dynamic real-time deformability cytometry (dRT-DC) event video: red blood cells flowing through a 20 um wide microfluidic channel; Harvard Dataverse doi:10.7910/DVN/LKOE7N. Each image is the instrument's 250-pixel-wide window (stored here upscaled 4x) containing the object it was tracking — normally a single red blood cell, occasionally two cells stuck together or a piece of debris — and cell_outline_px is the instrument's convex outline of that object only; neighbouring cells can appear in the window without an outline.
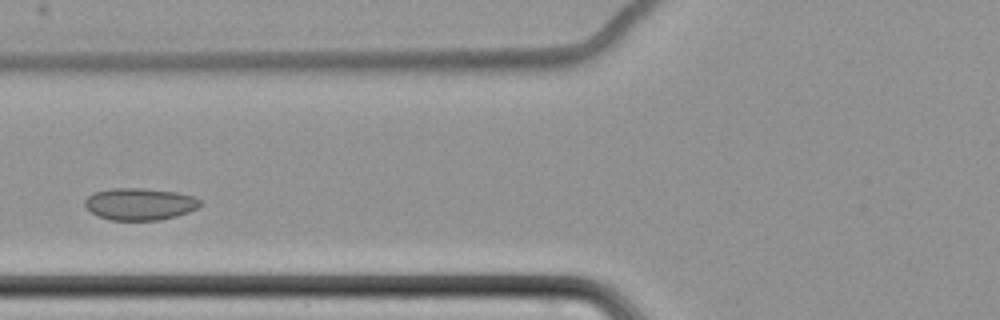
{"species": "common noctule bat (a hibernating species)", "species_latin": "Nyctalus noctula", "temperature_condition": "cold", "stored_images_in_passage": 9, "camera_frame_rate_fps": 3000, "um_per_image_px": 0.085, "animal": {"sex": "female", "body_mass_g": 22.7, "forearm_length_mm": 54.2}, "frame": {"image": 1, "passage_image": 4, "time_ms": 4.0, "image_size_px": [1000, 320], "cell_outline_px": [[200, 204], [196, 208], [188, 212], [176, 216], [160, 220], [108, 220], [92, 212], [84, 204], [84, 200], [88, 196], [96, 192], [112, 188], [144, 188], [176, 192], [196, 196], [200, 200]], "centroid_in_image_um": [11.9, 17.34], "position_along_channel_um": 113.9, "area_um2": 21.44}}
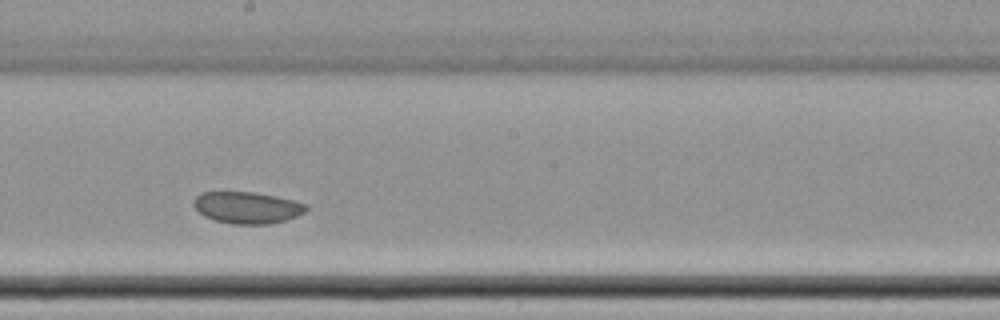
{"frame": {"image": 2, "passage_image": 7, "time_ms": 7.333, "image_size_px": [1000, 320], "cell_outline_px": [[308, 208], [304, 212], [288, 220], [268, 224], [232, 224], [216, 220], [204, 216], [192, 204], [192, 200], [200, 192], [252, 192], [276, 196], [308, 204]], "centroid_in_image_um": [21.01, 17.64], "position_along_channel_um": 227.2, "area_um2": 20.81}}
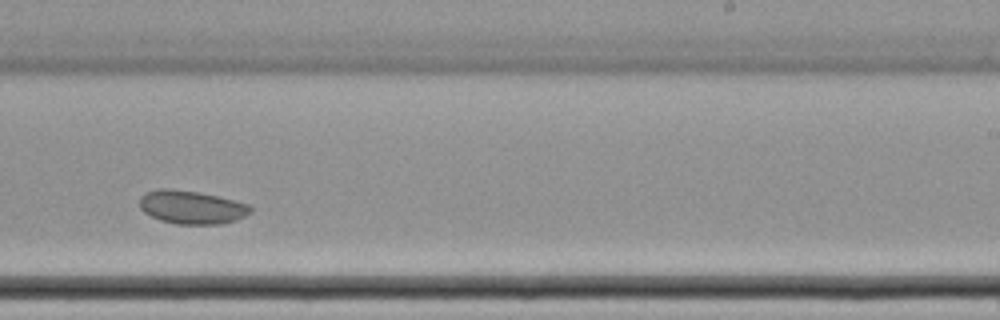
{"frame": {"image": 3, "passage_image": 8, "time_ms": 8.667, "image_size_px": [1000, 320], "cell_outline_px": [[252, 212], [236, 220], [220, 224], [176, 224], [160, 220], [144, 212], [140, 208], [140, 196], [144, 192], [156, 188], [172, 188], [196, 192], [216, 196], [252, 204]], "centroid_in_image_um": [16.28, 17.6], "position_along_channel_um": 272.7, "area_um2": 21.73}}